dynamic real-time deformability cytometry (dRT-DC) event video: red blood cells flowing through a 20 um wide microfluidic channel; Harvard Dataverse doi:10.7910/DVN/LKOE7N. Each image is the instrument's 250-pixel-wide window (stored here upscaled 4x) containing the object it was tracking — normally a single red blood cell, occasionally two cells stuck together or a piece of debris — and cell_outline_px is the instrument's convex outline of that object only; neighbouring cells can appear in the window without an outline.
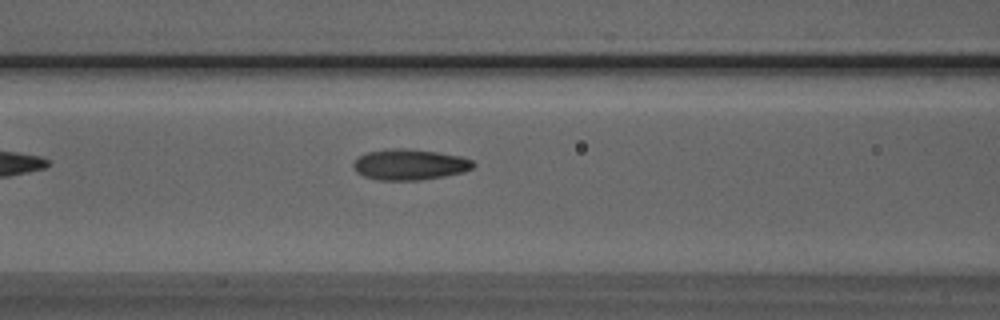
{"species": "Egyptian fruit bat (a non-hibernating species)", "species_latin": "Rousettus aegyptiacus", "temperature_condition": "room temperature", "stored_images_in_passage": 14, "camera_frame_rate_fps": 3000, "um_per_image_px": 0.085, "animal": {"sex": "male"}, "frame": {"image": 1, "passage_image": 4, "time_ms": 1.0, "image_size_px": [1000, 320], "cell_outline_px": [[476, 164], [472, 168], [464, 172], [444, 176], [416, 180], [380, 180], [364, 176], [356, 172], [352, 168], [352, 164], [360, 156], [368, 152], [384, 148], [408, 148], [436, 152], [460, 156], [472, 160]], "centroid_in_image_um": [34.81, 13.98], "position_along_channel_um": 131.8, "area_um2": 21.56}}
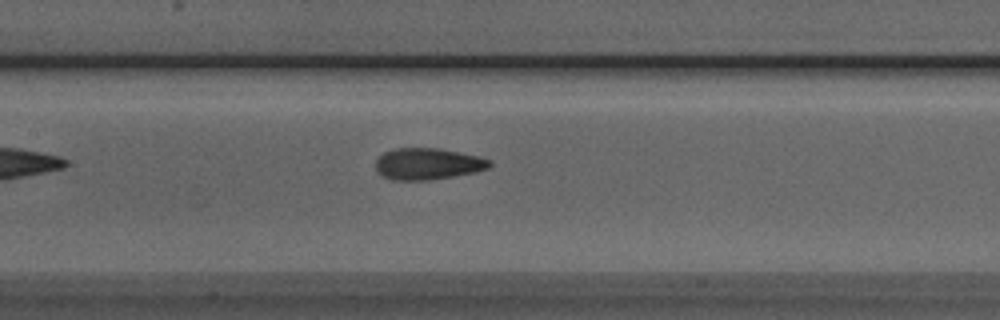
{"frame": {"image": 2, "passage_image": 7, "time_ms": 2.0, "image_size_px": [1000, 320], "cell_outline_px": [[492, 164], [488, 168], [476, 172], [428, 180], [392, 180], [380, 176], [376, 172], [376, 160], [384, 152], [392, 148], [440, 148], [480, 156], [492, 160]], "centroid_in_image_um": [36.35, 13.92], "position_along_channel_um": 171.0, "area_um2": 21.21}}
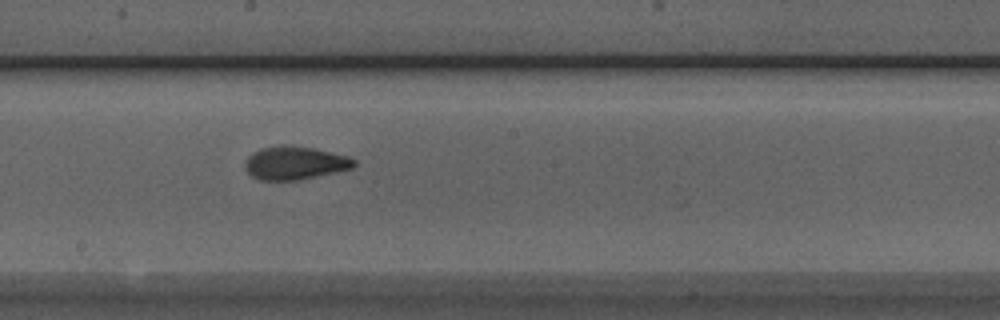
{"frame": {"image": 3, "passage_image": 11, "time_ms": 3.333, "image_size_px": [1000, 320], "cell_outline_px": [[356, 164], [352, 168], [336, 172], [296, 180], [260, 180], [252, 176], [244, 168], [244, 164], [248, 156], [252, 152], [260, 148], [280, 144], [284, 144], [316, 148], [348, 156], [356, 160]], "centroid_in_image_um": [25.04, 13.83], "position_along_channel_um": 223.2, "area_um2": 21.33}}